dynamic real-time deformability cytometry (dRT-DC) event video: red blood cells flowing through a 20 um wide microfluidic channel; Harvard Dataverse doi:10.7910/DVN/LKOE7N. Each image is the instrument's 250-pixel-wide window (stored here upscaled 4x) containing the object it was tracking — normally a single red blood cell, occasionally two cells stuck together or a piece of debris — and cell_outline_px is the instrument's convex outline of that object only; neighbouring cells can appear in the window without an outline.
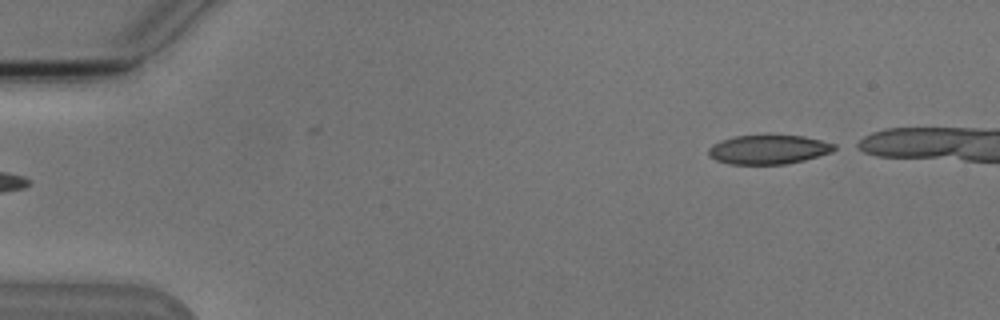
{"species": "Egyptian fruit bat (a non-hibernating species)", "species_latin": "Rousettus aegyptiacus", "temperature_condition": "cold", "stored_images_in_passage": 4, "camera_frame_rate_fps": 3000, "um_per_image_px": 0.085, "animal": {"sex": "male"}, "frame": {"image": 1, "passage_image": 1, "time_ms": 0.0, "image_size_px": [1000, 320], "cell_outline_px": [[836, 148], [832, 152], [804, 160], [788, 164], [728, 164], [716, 160], [708, 156], [708, 148], [712, 144], [720, 140], [732, 136], [804, 136], [836, 144]], "centroid_in_image_um": [65.29, 12.72], "position_along_channel_um": 19.7, "area_um2": 21.39}}
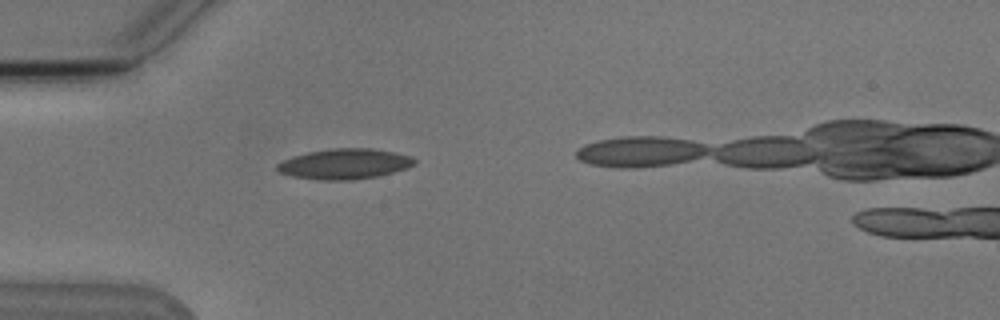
{"frame": {"image": 2, "passage_image": 3, "time_ms": 3.333, "image_size_px": [1000, 320], "cell_outline_px": [[416, 164], [408, 168], [376, 176], [352, 180], [320, 180], [292, 176], [280, 172], [276, 168], [276, 164], [292, 156], [308, 152], [332, 148], [372, 148], [412, 156], [416, 160]], "centroid_in_image_um": [29.3, 13.93], "position_along_channel_um": 55.7, "area_um2": 24.28}}